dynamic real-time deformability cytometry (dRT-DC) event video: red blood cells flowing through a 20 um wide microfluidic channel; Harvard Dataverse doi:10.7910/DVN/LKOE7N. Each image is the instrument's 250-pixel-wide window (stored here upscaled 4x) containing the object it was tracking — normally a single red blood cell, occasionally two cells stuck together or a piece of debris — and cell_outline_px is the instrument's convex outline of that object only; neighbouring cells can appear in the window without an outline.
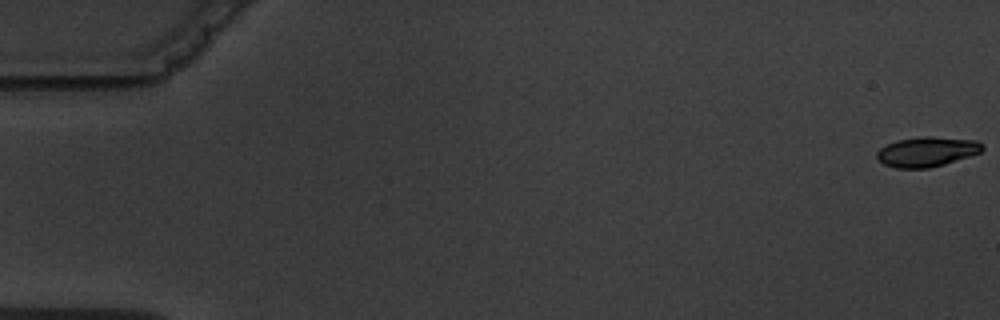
{"species": "common noctule bat (a hibernating species)", "species_latin": "Nyctalus noctula", "temperature_condition": "warm", "stored_images_in_passage": 4, "camera_frame_rate_fps": 3000, "um_per_image_px": 0.085, "animal": {"sex": "male", "body_mass_g": 19.5, "forearm_length_mm": 54.6}, "frame": {"image": 1, "passage_image": 1, "time_ms": 0.0, "image_size_px": [1000, 320], "cell_outline_px": [[984, 148], [980, 152], [944, 164], [928, 168], [896, 168], [884, 164], [876, 156], [876, 152], [880, 148], [896, 140], [920, 136], [932, 136], [976, 140], [984, 144]], "centroid_in_image_um": [78.78, 12.88], "position_along_channel_um": 6.2, "area_um2": 18.32}}